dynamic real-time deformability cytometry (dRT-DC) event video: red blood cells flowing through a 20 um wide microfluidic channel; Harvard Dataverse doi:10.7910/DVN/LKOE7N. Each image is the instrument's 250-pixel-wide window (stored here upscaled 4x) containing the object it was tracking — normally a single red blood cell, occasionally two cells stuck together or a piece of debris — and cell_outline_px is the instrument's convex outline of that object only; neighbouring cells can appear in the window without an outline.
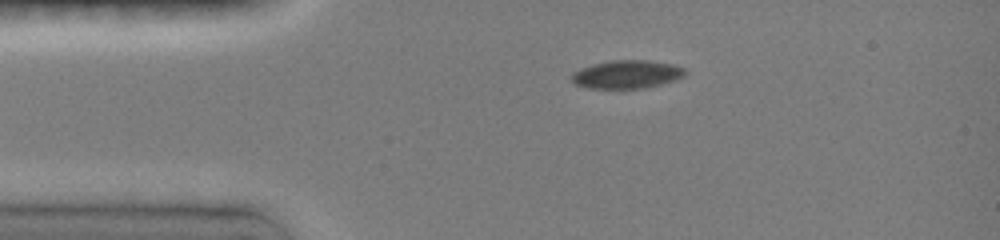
{"species": "common noctule bat (a hibernating species)", "species_latin": "Nyctalus noctula", "temperature_condition": "room temperature", "stored_images_in_passage": 33, "camera_frame_rate_fps": 3000, "um_per_image_px": 0.085, "animal": {"sex": "female", "body_mass_g": 19.0, "forearm_length_mm": 51.5}, "frame": {"image": 1, "passage_image": 1, "time_ms": 0.0, "image_size_px": [1000, 240], "cell_outline_px": [[688, 72], [684, 76], [676, 80], [644, 88], [588, 88], [576, 84], [568, 76], [572, 72], [580, 68], [592, 64], [612, 60], [648, 60], [676, 64], [684, 68]], "centroid_in_image_um": [53.29, 6.31], "position_along_channel_um": 31.7, "area_um2": 18.9}}
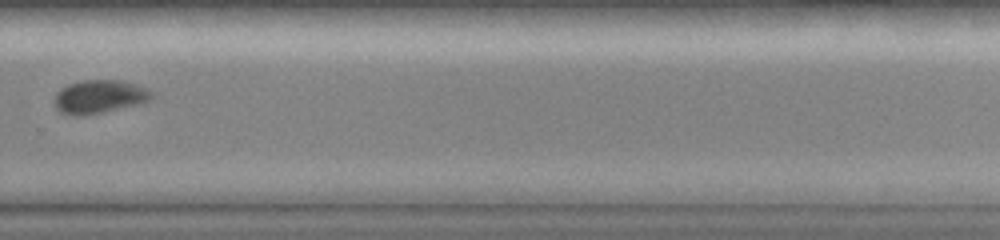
{"frame": {"image": 2, "passage_image": 21, "time_ms": 8.0, "image_size_px": [1000, 240], "cell_outline_px": [[156, 92], [152, 100], [140, 104], [100, 112], [60, 112], [52, 104], [52, 100], [56, 92], [60, 88], [68, 84], [80, 80], [124, 80]], "centroid_in_image_um": [8.49, 8.15], "position_along_channel_um": 321.3, "area_um2": 18.67}}
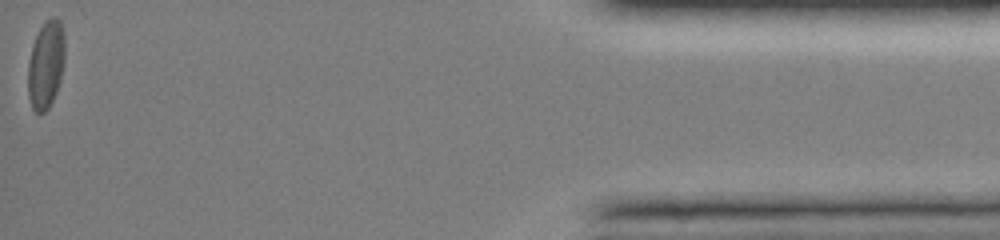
{"frame": {"image": 3, "passage_image": 33, "time_ms": 12.667, "image_size_px": [1000, 240], "cell_outline_px": [[64, 64], [60, 80], [56, 92], [48, 108], [44, 112], [36, 112], [32, 108], [28, 96], [28, 60], [32, 44], [44, 20], [52, 16], [56, 16], [60, 20], [64, 36]], "centroid_in_image_um": [3.89, 5.45], "position_along_channel_um": 431.3, "area_um2": 19.02}, "authors_computed_cell_mechanics": {"area_um2": 19.1896, "velocity_mm_per_s": 4.0586, "shape_relaxation_time_tau1_ms": 6.0981, "shape_relaxation_time_tau2_ms": 3.5074, "deformation_change_tau1": 0.1192, "deformation_change_tau2": 0.0466}}